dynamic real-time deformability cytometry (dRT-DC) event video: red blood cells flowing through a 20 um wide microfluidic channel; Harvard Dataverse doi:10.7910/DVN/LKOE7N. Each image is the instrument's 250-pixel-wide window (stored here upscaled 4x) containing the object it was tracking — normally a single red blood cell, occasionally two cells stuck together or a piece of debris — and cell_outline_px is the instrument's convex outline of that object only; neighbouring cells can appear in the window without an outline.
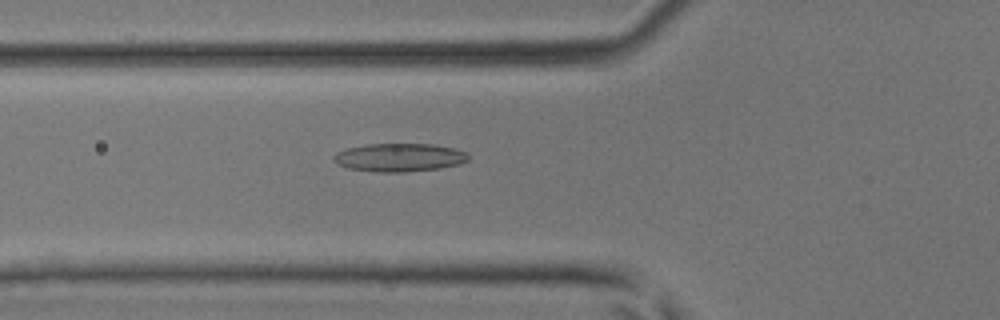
{"species": "common noctule bat (a hibernating species)", "species_latin": "Nyctalus noctula", "temperature_condition": "room temperature", "stored_images_in_passage": 10, "camera_frame_rate_fps": 3000, "um_per_image_px": 0.085, "animal": {"sex": "male", "body_mass_g": 17.9, "forearm_length_mm": 54.2}, "frame": {"image": 1, "passage_image": 3, "time_ms": 0.667, "image_size_px": [1000, 320], "cell_outline_px": [[468, 160], [460, 164], [440, 168], [404, 172], [376, 172], [348, 168], [336, 164], [332, 160], [332, 156], [336, 152], [348, 148], [368, 144], [432, 144], [456, 148], [464, 152], [468, 156]], "centroid_in_image_um": [33.91, 13.38], "position_along_channel_um": 91.9, "area_um2": 22.25}}
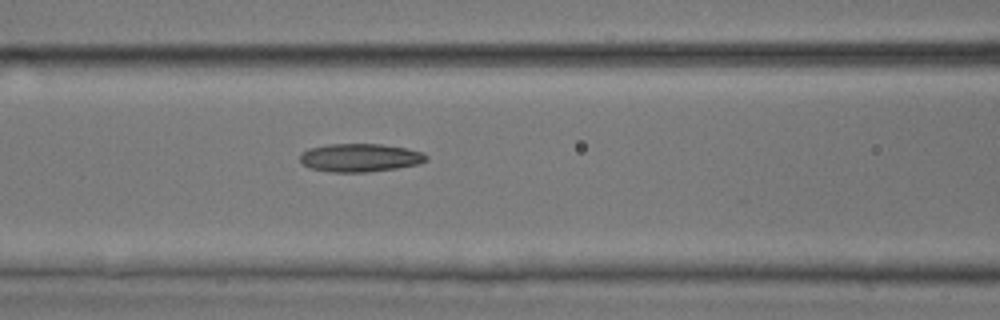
{"frame": {"image": 2, "passage_image": 6, "time_ms": 1.667, "image_size_px": [1000, 320], "cell_outline_px": [[428, 160], [420, 164], [396, 168], [368, 172], [332, 172], [312, 168], [304, 164], [300, 160], [300, 152], [308, 148], [328, 144], [380, 144], [404, 148], [424, 152], [428, 156]], "centroid_in_image_um": [30.62, 13.4], "position_along_channel_um": 136.0, "area_um2": 20.81}}